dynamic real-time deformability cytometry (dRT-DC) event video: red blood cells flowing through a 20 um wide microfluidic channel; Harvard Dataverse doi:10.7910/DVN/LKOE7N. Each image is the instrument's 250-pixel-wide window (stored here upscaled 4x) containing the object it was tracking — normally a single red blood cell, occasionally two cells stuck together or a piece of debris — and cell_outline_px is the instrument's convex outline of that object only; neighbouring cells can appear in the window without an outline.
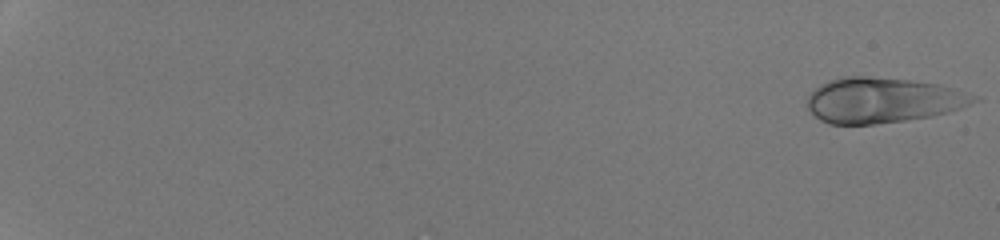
{"species": "human", "species_latin": "Homo sapiens", "temperature_condition": "room temperature", "stored_images_in_passage": 37, "camera_frame_rate_fps": 3000, "um_per_image_px": 0.085, "donor": {"sex": "male"}, "frame": {"image": 1, "passage_image": 1, "time_ms": 0.0, "image_size_px": [1000, 240], "cell_outline_px": [[980, 100], [960, 108], [948, 112], [932, 116], [876, 124], [828, 124], [820, 120], [808, 108], [808, 96], [820, 84], [828, 80], [844, 76], [864, 76], [908, 80], [940, 84], [980, 96]], "centroid_in_image_um": [75.05, 8.51], "position_along_channel_um": 10.0, "area_um2": 43.93}}
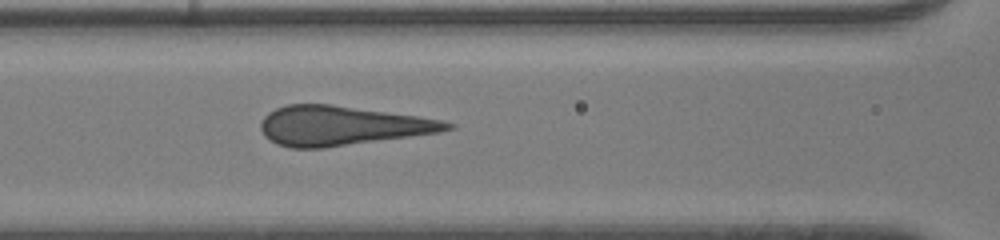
{"frame": {"image": 2, "passage_image": 27, "time_ms": 8.667, "image_size_px": [1000, 240], "cell_outline_px": [[456, 128], [440, 132], [412, 136], [324, 148], [292, 148], [276, 144], [264, 136], [260, 128], [260, 124], [264, 116], [268, 112], [276, 108], [288, 104], [332, 104], [444, 120], [456, 124]], "centroid_in_image_um": [29.05, 10.69], "position_along_channel_um": 137.6, "area_um2": 42.89}}
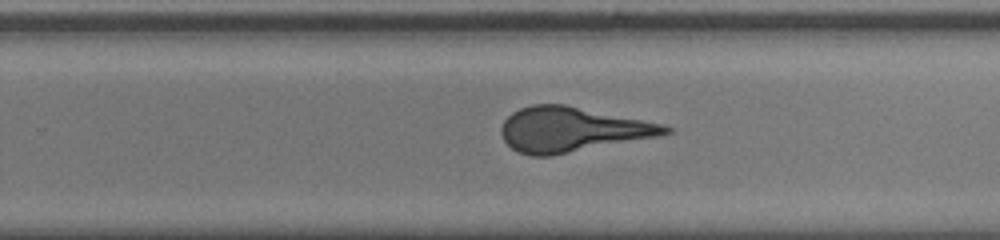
{"frame": {"image": 3, "passage_image": 37, "time_ms": 12.0, "image_size_px": [1000, 240], "cell_outline_px": [[672, 132], [660, 136], [552, 156], [532, 156], [520, 152], [512, 148], [504, 140], [500, 132], [500, 128], [504, 120], [512, 112], [520, 108], [532, 104], [564, 104], [664, 124], [672, 128]], "centroid_in_image_um": [48.62, 11.01], "position_along_channel_um": 281.2, "area_um2": 42.83}}